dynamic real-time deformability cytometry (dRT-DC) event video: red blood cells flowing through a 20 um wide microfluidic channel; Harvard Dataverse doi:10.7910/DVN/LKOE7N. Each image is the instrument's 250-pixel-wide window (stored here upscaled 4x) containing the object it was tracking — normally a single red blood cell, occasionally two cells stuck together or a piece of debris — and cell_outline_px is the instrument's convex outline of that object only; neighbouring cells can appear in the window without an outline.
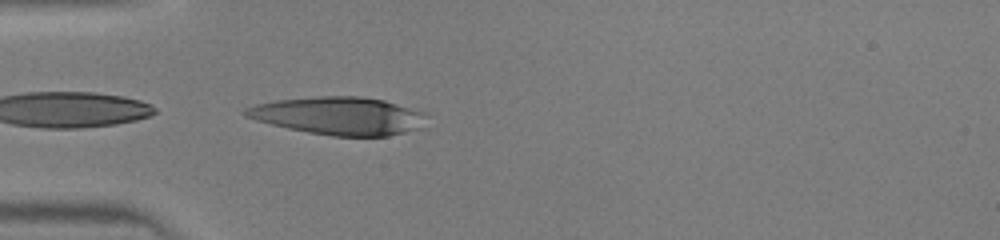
{"species": "human", "species_latin": "Homo sapiens", "temperature_condition": "warm", "stored_images_in_passage": 9, "camera_frame_rate_fps": 3000, "um_per_image_px": 0.085, "donor": {"sex": "male"}, "frame": {"image": 1, "passage_image": 9, "time_ms": 2.667, "image_size_px": [1000, 240], "cell_outline_px": [[428, 116], [420, 128], [388, 136], [332, 136], [308, 132], [288, 128], [256, 120], [244, 116], [240, 112], [244, 108], [256, 104], [272, 100], [320, 96], [360, 96], [384, 100], [424, 112]], "centroid_in_image_um": [28.77, 9.84], "position_along_channel_um": 56.2, "area_um2": 40.0}}